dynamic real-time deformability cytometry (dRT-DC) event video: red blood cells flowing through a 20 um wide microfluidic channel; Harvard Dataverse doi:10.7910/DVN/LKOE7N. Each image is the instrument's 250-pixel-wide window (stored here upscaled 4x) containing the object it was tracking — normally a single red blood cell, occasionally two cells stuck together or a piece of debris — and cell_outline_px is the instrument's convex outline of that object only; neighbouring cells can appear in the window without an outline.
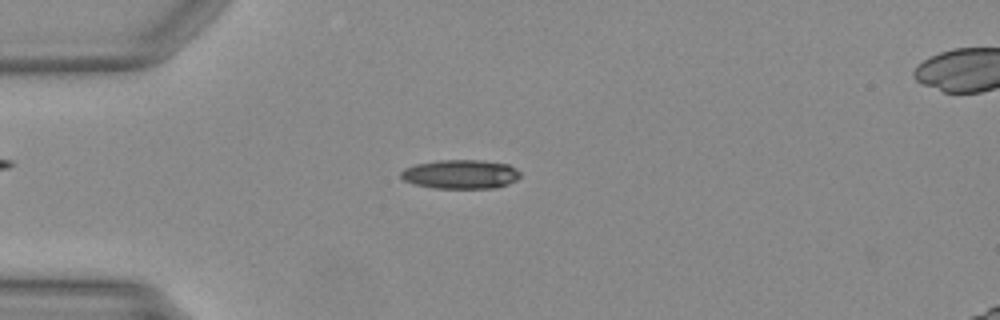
{"species": "Egyptian fruit bat (a non-hibernating species)", "species_latin": "Rousettus aegyptiacus", "temperature_condition": "warm", "stored_images_in_passage": 45, "camera_frame_rate_fps": 3000, "um_per_image_px": 0.085, "animal": {"sex": "female"}, "frame": {"image": 1, "passage_image": 9, "time_ms": 2.667, "image_size_px": [1000, 320], "cell_outline_px": [[520, 176], [516, 180], [496, 188], [432, 188], [412, 184], [404, 180], [400, 176], [400, 172], [404, 168], [416, 164], [440, 160], [480, 160], [508, 164], [516, 168], [520, 172]], "centroid_in_image_um": [39.13, 14.81], "position_along_channel_um": 45.9, "area_um2": 20.29}}
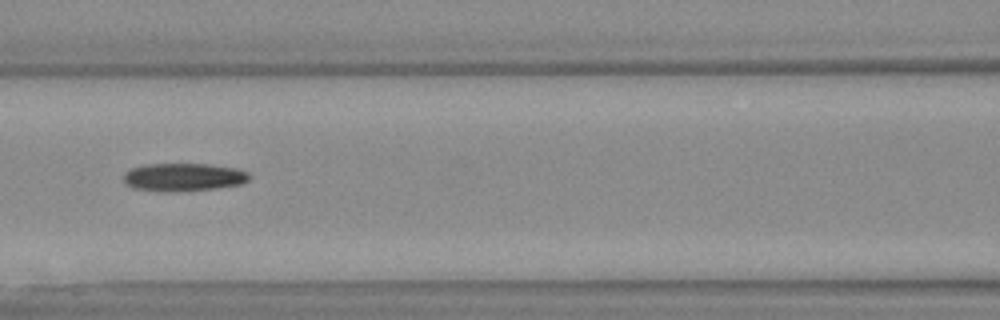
{"frame": {"image": 2, "passage_image": 18, "time_ms": 5.667, "image_size_px": [1000, 320], "cell_outline_px": [[248, 180], [240, 184], [216, 188], [168, 192], [160, 192], [132, 188], [124, 184], [124, 172], [132, 168], [144, 164], [208, 164], [236, 168], [248, 172]], "centroid_in_image_um": [15.53, 15.06], "position_along_channel_um": 151.1, "area_um2": 20.58}}
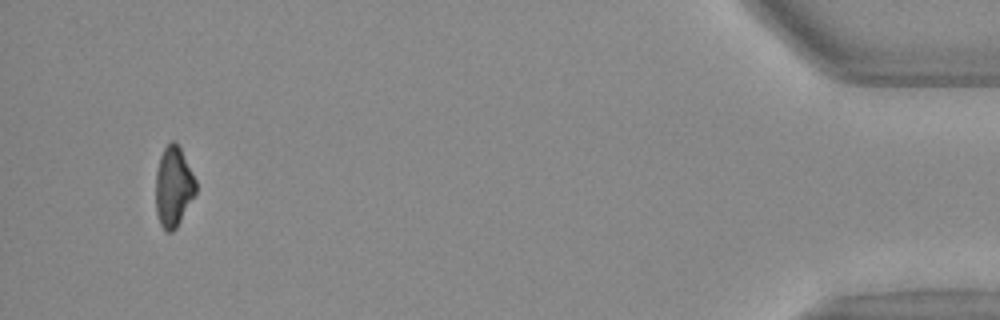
{"frame": {"image": 3, "passage_image": 43, "time_ms": 14.0, "image_size_px": [1000, 320], "cell_outline_px": [[196, 192], [176, 228], [172, 232], [168, 232], [160, 224], [156, 212], [156, 172], [160, 156], [164, 148], [172, 140], [180, 148], [196, 180]], "centroid_in_image_um": [14.74, 15.88], "position_along_channel_um": 420.5, "area_um2": 18.44}}